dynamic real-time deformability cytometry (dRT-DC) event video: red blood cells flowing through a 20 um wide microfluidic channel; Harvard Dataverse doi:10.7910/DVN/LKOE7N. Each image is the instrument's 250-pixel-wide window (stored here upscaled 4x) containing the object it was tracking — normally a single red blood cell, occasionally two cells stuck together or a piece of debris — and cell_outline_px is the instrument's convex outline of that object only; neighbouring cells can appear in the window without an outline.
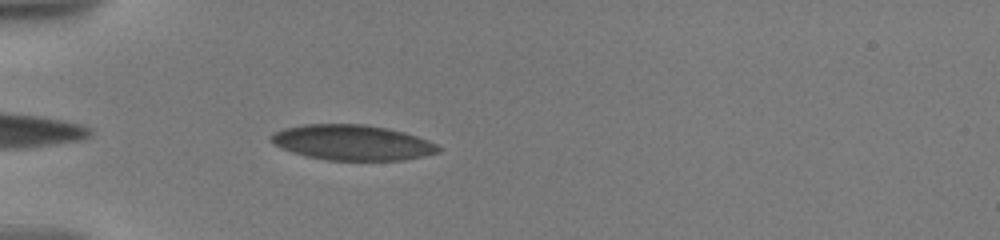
{"species": "human", "species_latin": "Homo sapiens", "temperature_condition": "warm", "stored_images_in_passage": 58, "camera_frame_rate_fps": 3000, "um_per_image_px": 0.085, "donor": {"sex": "male"}, "frame": {"image": 1, "passage_image": 5, "time_ms": 1.0, "image_size_px": [1000, 240], "cell_outline_px": [[440, 152], [404, 160], [328, 160], [308, 156], [284, 148], [276, 144], [272, 140], [272, 136], [276, 132], [284, 128], [304, 124], [364, 124], [388, 128], [404, 132], [416, 136], [436, 144], [440, 148]], "centroid_in_image_um": [30.0, 12.11], "position_along_channel_um": 55.0, "area_um2": 33.87}}
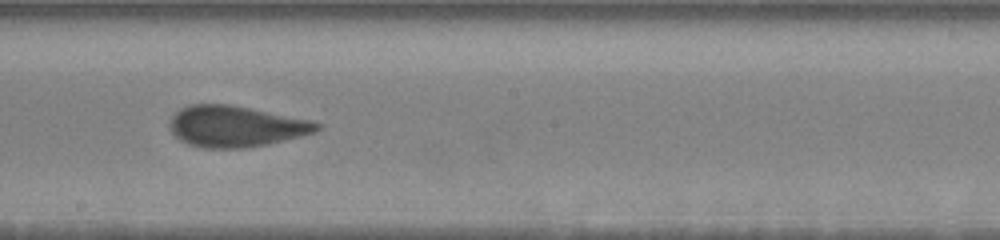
{"frame": {"image": 2, "passage_image": 34, "time_ms": 6.333, "image_size_px": [1000, 240], "cell_outline_px": [[320, 128], [316, 132], [268, 144], [244, 148], [204, 148], [188, 144], [180, 140], [168, 128], [168, 120], [180, 108], [188, 104], [228, 104], [308, 120], [320, 124]], "centroid_in_image_um": [19.96, 10.74], "position_along_channel_um": 228.2, "area_um2": 35.03}}
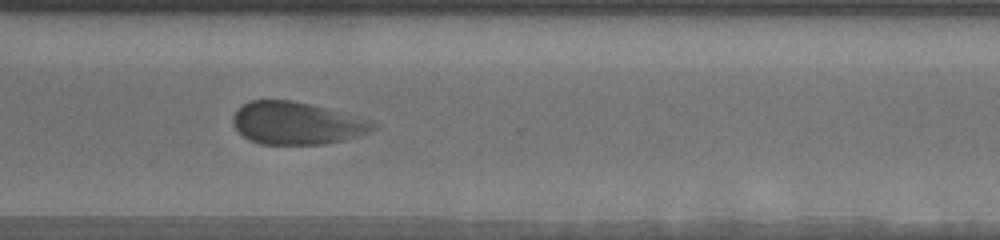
{"frame": {"image": 3, "passage_image": 57, "time_ms": 9.667, "image_size_px": [1000, 240], "cell_outline_px": [[380, 128], [372, 132], [324, 144], [260, 144], [248, 140], [232, 124], [232, 116], [248, 100], [292, 100], [312, 104], [368, 120], [380, 124]], "centroid_in_image_um": [25.23, 10.47], "position_along_channel_um": 345.4, "area_um2": 34.62}}